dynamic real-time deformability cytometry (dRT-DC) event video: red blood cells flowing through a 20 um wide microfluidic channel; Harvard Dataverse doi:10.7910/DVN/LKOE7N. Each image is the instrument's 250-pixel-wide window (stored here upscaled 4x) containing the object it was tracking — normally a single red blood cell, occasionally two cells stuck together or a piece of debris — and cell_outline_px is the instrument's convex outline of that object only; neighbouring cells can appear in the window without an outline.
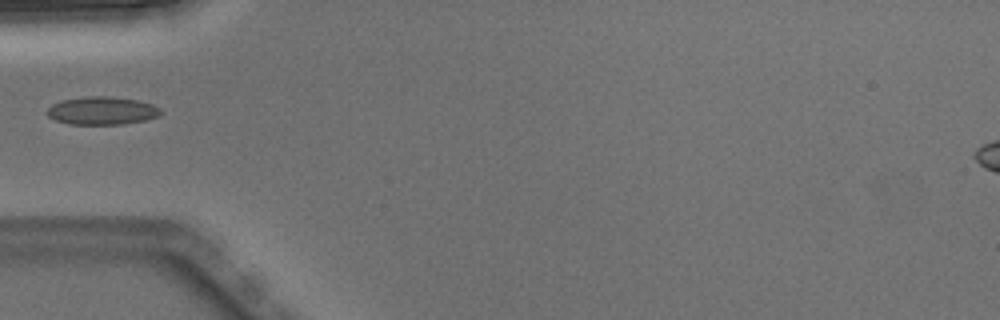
{"species": "Egyptian fruit bat (a non-hibernating species)", "species_latin": "Rousettus aegyptiacus", "temperature_condition": "warm", "stored_images_in_passage": 5, "segment_of_instrument_passage": [2, 2], "camera_frame_rate_fps": 3000, "um_per_image_px": 0.085, "animal": {"sex": "male"}, "frame": {"image": 1, "passage_image": 5, "time_ms": 1.333, "image_size_px": [1000, 320], "cell_outline_px": [[160, 112], [156, 116], [144, 120], [124, 124], [72, 124], [56, 120], [48, 116], [48, 108], [52, 104], [64, 100], [92, 96], [112, 96], [140, 100], [152, 104], [160, 108]], "centroid_in_image_um": [8.69, 9.4], "position_along_channel_um": 76.3, "area_um2": 18.26}}